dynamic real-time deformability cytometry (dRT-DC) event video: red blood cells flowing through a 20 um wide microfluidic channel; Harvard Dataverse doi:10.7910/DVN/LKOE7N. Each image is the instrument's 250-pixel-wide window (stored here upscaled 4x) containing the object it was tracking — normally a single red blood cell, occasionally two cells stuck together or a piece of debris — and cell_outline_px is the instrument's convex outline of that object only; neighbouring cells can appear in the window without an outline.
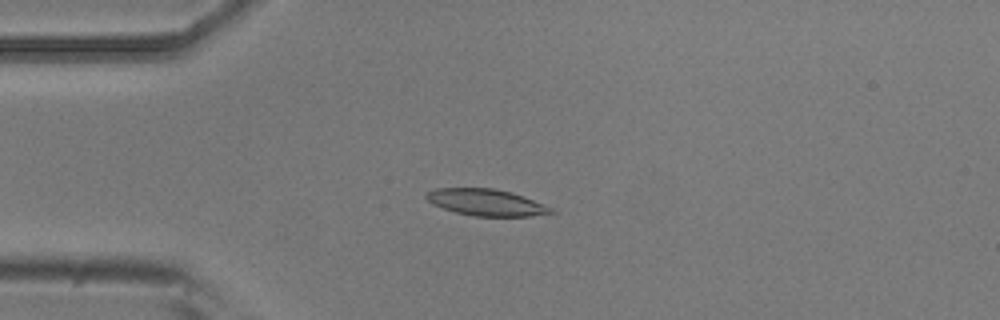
{"species": "common noctule bat (a hibernating species)", "species_latin": "Nyctalus noctula", "temperature_condition": "room temperature", "stored_images_in_passage": 3, "camera_frame_rate_fps": 3000, "um_per_image_px": 0.085, "animal": {"sex": "male", "body_mass_g": 20.5, "forearm_length_mm": 52.5}, "frame": {"image": 1, "passage_image": 3, "time_ms": 0.667, "image_size_px": [1000, 320], "cell_outline_px": [[556, 212], [532, 216], [472, 216], [456, 212], [432, 204], [424, 196], [428, 192], [436, 188], [496, 188], [512, 192], [524, 196], [552, 208]], "centroid_in_image_um": [41.33, 17.2], "position_along_channel_um": 43.7, "area_um2": 19.31}}